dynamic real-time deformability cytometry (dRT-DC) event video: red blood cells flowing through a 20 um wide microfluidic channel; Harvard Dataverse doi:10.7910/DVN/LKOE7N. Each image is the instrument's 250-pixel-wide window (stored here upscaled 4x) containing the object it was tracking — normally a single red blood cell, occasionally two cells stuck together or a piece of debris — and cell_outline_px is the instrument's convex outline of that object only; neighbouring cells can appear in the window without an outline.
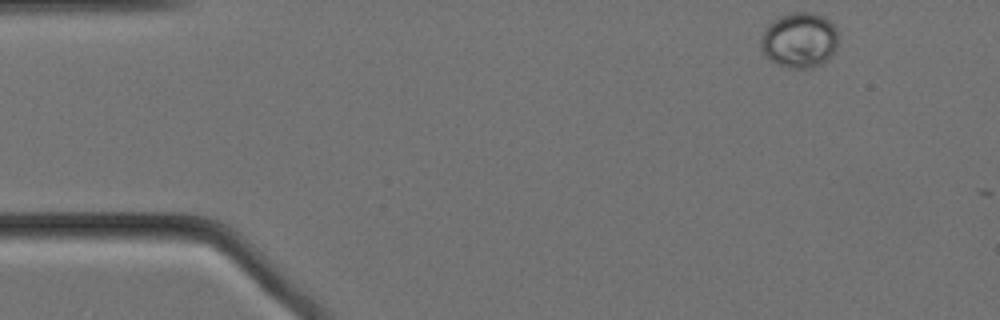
{"species": "Egyptian fruit bat (a non-hibernating species)", "species_latin": "Rousettus aegyptiacus", "temperature_condition": "cold", "stored_images_in_passage": 3, "camera_frame_rate_fps": 3000, "um_per_image_px": 0.085, "animal": {"sex": "female"}, "frame": {"image": 1, "passage_image": 1, "time_ms": 0.0, "image_size_px": [1000, 320], "cell_outline_px": [[836, 48], [820, 64], [812, 68], [788, 68], [776, 64], [764, 52], [760, 44], [760, 36], [768, 24], [772, 20], [780, 16], [792, 12], [812, 12], [824, 16], [836, 28]], "centroid_in_image_um": [67.91, 3.39], "position_along_channel_um": 17.1, "area_um2": 24.74}}